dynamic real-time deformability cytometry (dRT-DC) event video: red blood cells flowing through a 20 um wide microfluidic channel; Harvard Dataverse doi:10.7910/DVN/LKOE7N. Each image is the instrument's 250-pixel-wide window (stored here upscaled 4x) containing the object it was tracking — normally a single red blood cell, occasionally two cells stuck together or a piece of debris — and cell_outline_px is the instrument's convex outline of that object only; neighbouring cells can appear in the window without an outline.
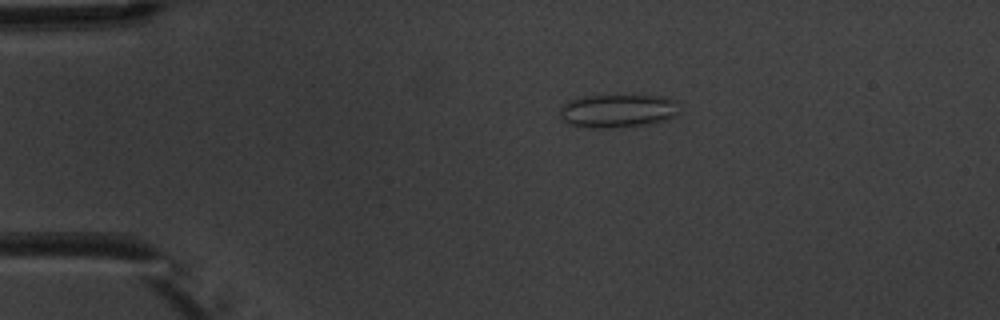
{"species": "common noctule bat (a hibernating species)", "species_latin": "Nyctalus noctula", "temperature_condition": "warm", "stored_images_in_passage": 4, "camera_frame_rate_fps": 3000, "um_per_image_px": 0.085, "animal": {"sex": "male", "body_mass_g": 20.1, "forearm_length_mm": 53.5}, "frame": {"image": 1, "passage_image": 2, "time_ms": 1.333, "image_size_px": [1000, 320], "cell_outline_px": [[680, 104], [676, 116], [664, 120], [648, 124], [600, 128], [592, 128], [568, 124], [560, 120], [560, 108], [568, 100], [584, 96], [660, 96], [676, 100]], "centroid_in_image_um": [52.49, 9.42], "position_along_channel_um": 32.5, "area_um2": 23.18}}
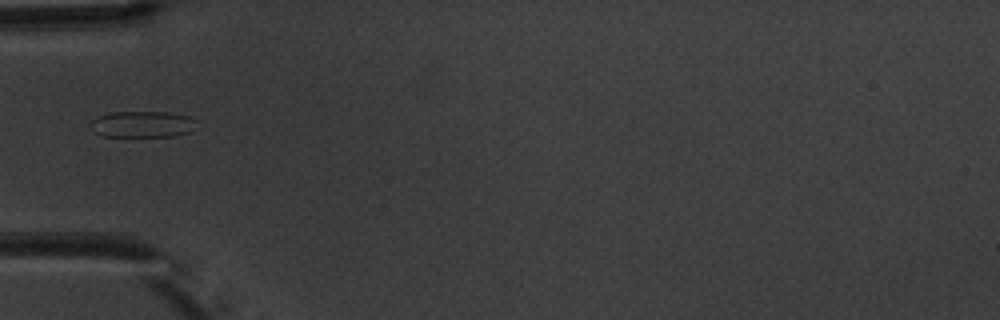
{"frame": {"image": 2, "passage_image": 4, "time_ms": 3.667, "image_size_px": [1000, 320], "cell_outline_px": [[196, 120], [192, 132], [172, 136], [104, 136], [92, 132], [88, 124], [92, 120], [100, 116], [112, 112], [168, 112], [188, 116]], "centroid_in_image_um": [12.08, 10.56], "position_along_channel_um": 72.9, "area_um2": 16.3}}